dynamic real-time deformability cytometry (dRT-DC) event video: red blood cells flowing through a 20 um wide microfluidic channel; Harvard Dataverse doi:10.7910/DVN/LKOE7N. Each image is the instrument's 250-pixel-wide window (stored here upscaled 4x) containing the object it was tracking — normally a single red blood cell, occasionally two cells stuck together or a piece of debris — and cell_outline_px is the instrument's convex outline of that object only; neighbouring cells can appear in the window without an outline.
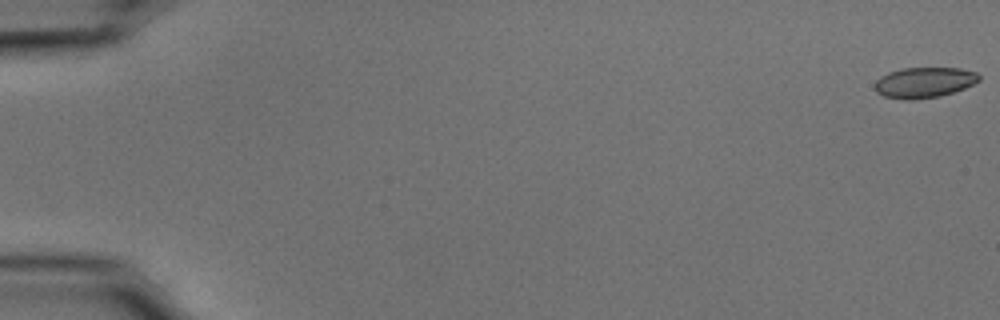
{"species": "common noctule bat (a hibernating species)", "species_latin": "Nyctalus noctula", "temperature_condition": "cold", "stored_images_in_passage": 56, "camera_frame_rate_fps": 3000, "um_per_image_px": 0.085, "animal": {"sex": "male", "body_mass_g": 15.6}, "frame": {"image": 1, "passage_image": 1, "time_ms": 0.0, "image_size_px": [1000, 320], "cell_outline_px": [[980, 80], [964, 88], [940, 96], [916, 100], [904, 100], [884, 96], [876, 92], [876, 80], [880, 76], [888, 72], [904, 68], [960, 68], [976, 72], [980, 76]], "centroid_in_image_um": [78.54, 7.01], "position_along_channel_um": 6.5, "area_um2": 18.55}}
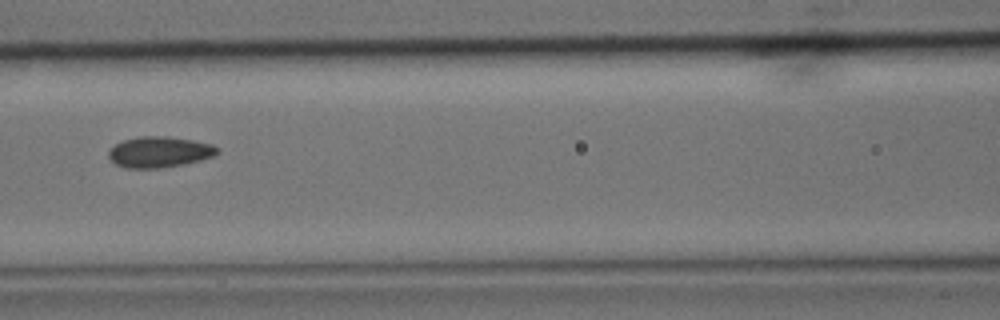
{"frame": {"image": 2, "passage_image": 26, "time_ms": 8.333, "image_size_px": [1000, 320], "cell_outline_px": [[220, 152], [212, 156], [200, 160], [184, 164], [160, 168], [124, 168], [116, 164], [108, 156], [108, 152], [116, 144], [124, 140], [140, 136], [168, 136], [192, 140], [212, 144], [220, 148]], "centroid_in_image_um": [13.57, 12.92], "position_along_channel_um": 153.0, "area_um2": 19.54}}
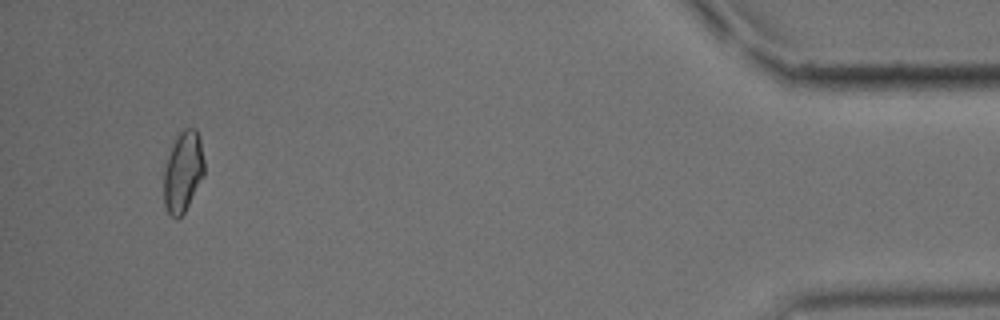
{"frame": {"image": 3, "passage_image": 53, "time_ms": 17.333, "image_size_px": [1000, 320], "cell_outline_px": [[204, 176], [184, 212], [176, 220], [168, 212], [164, 204], [164, 168], [172, 144], [180, 128], [196, 128], [200, 136], [204, 160]], "centroid_in_image_um": [15.56, 14.54], "position_along_channel_um": 419.6, "area_um2": 19.25}, "authors_computed_cell_mechanics": {"area_um2": 19.0451, "velocity_mm_per_s": 3.6996, "shape_relaxation_time_tau1_ms": null, "shape_relaxation_time_tau2_ms": 2.2941, "deformation_change_tau1": null, "deformation_change_tau2": 0.0751}}